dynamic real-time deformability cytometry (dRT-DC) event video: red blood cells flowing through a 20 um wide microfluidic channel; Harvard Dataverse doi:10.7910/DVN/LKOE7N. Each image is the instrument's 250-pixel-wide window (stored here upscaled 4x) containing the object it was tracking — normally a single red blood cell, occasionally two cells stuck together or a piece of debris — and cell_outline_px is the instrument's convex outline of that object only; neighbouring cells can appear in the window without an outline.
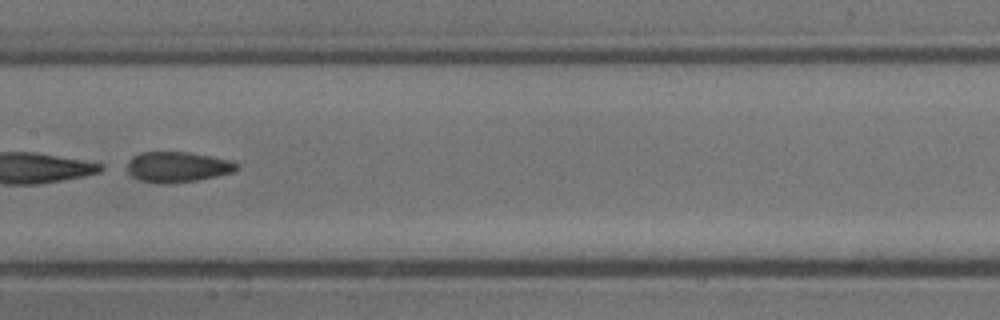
{"species": "common noctule bat (a hibernating species)", "species_latin": "Nyctalus noctula", "temperature_condition": "cold", "stored_images_in_passage": 46, "camera_frame_rate_fps": 3000, "um_per_image_px": 0.085, "animal": {"sex": "male", "body_mass_g": 13.3}, "frame": {"image": 1, "passage_image": 20, "time_ms": 6.333, "image_size_px": [1000, 320], "cell_outline_px": [[240, 168], [232, 172], [216, 176], [196, 180], [168, 184], [160, 184], [136, 180], [128, 172], [128, 160], [132, 156], [140, 152], [188, 152], [212, 156], [232, 160]], "centroid_in_image_um": [15.06, 14.19], "position_along_channel_um": 192.3, "area_um2": 19.65}}
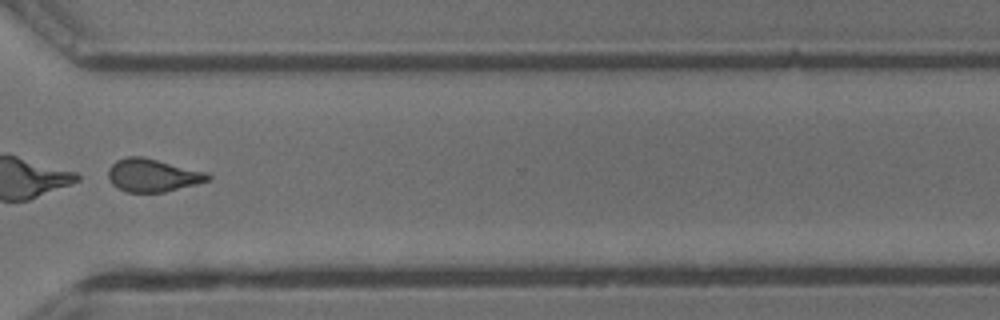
{"frame": {"image": 2, "passage_image": 33, "time_ms": 10.667, "image_size_px": [1000, 320], "cell_outline_px": [[212, 180], [164, 192], [128, 192], [112, 184], [108, 176], [108, 168], [116, 160], [128, 156], [144, 156], [208, 172], [212, 176]], "centroid_in_image_um": [13.01, 14.88], "position_along_channel_um": 357.6, "area_um2": 19.31}}